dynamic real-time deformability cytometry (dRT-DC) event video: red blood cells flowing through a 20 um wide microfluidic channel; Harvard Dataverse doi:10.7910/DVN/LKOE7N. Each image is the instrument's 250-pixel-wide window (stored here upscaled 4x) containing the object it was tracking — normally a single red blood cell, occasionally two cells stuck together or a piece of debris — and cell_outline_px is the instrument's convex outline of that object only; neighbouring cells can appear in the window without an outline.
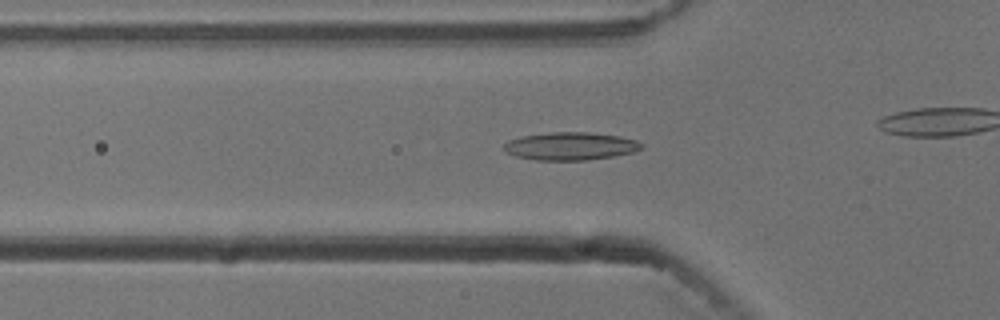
{"species": "common noctule bat (a hibernating species)", "species_latin": "Nyctalus noctula", "temperature_condition": "cold", "stored_images_in_passage": 43, "camera_frame_rate_fps": 3000, "um_per_image_px": 0.085, "animal": {"sex": "male", "body_mass_g": 13.3}, "frame": {"image": 1, "passage_image": 18, "time_ms": 5.667, "image_size_px": [1000, 320], "cell_outline_px": [[644, 148], [632, 152], [612, 156], [588, 160], [536, 160], [516, 156], [504, 152], [504, 144], [508, 140], [520, 136], [552, 132], [588, 132], [620, 136], [636, 140], [644, 144]], "centroid_in_image_um": [48.48, 12.42], "position_along_channel_um": 77.3, "area_um2": 22.43}}
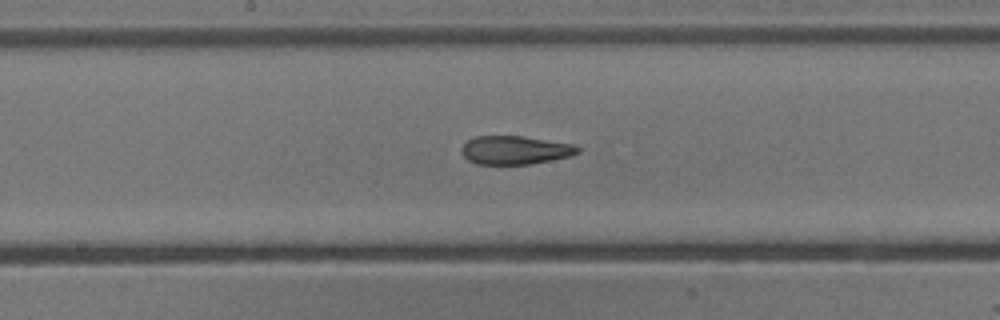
{"frame": {"image": 2, "passage_image": 28, "time_ms": 9.0, "image_size_px": [1000, 320], "cell_outline_px": [[580, 152], [568, 156], [532, 164], [476, 164], [468, 160], [464, 156], [460, 148], [468, 140], [476, 136], [524, 136], [576, 144], [580, 148]], "centroid_in_image_um": [43.79, 12.75], "position_along_channel_um": 204.4, "area_um2": 19.36}}
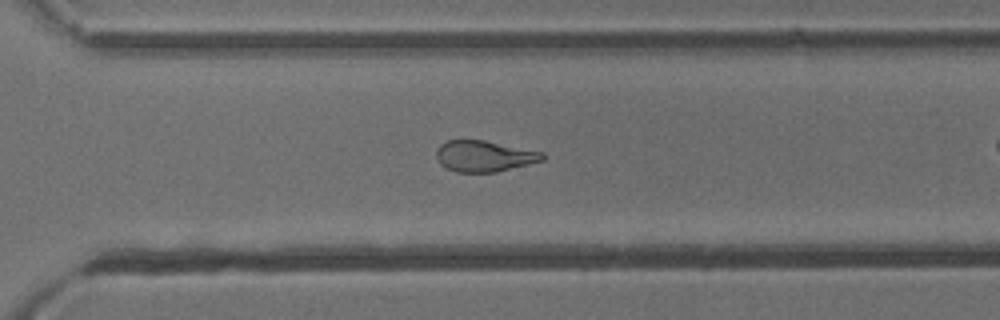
{"frame": {"image": 3, "passage_image": 38, "time_ms": 12.333, "image_size_px": [1000, 320], "cell_outline_px": [[544, 160], [496, 172], [456, 172], [440, 164], [436, 156], [436, 148], [440, 144], [448, 140], [484, 140], [544, 152]], "centroid_in_image_um": [41.14, 13.26], "position_along_channel_um": 329.5, "area_um2": 19.19}}